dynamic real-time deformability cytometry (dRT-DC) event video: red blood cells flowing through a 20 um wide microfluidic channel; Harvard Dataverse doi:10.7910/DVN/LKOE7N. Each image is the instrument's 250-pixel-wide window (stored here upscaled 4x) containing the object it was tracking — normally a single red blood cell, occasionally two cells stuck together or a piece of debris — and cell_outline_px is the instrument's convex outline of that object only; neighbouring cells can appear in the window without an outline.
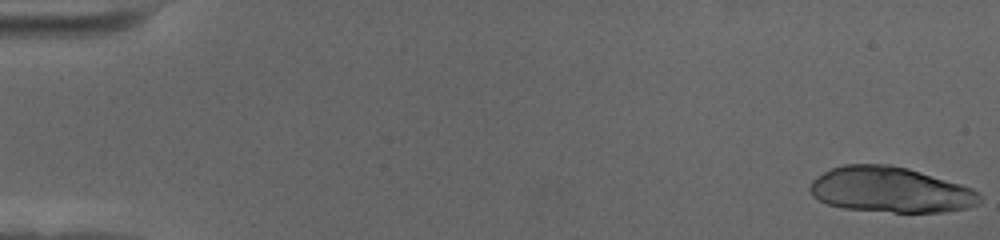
{"species": "human", "species_latin": "Homo sapiens", "temperature_condition": "cold", "stored_images_in_passage": 19, "camera_frame_rate_fps": 3000, "um_per_image_px": 0.085, "donor": {"sex": "female"}, "frame": {"image": 1, "passage_image": 1, "time_ms": 0.0, "image_size_px": [1000, 240], "cell_outline_px": [[980, 204], [968, 208], [944, 212], [892, 212], [844, 208], [828, 204], [812, 196], [808, 188], [812, 180], [816, 176], [832, 168], [844, 164], [888, 164], [908, 168], [960, 184], [972, 188], [980, 196]], "centroid_in_image_um": [75.67, 16.13], "position_along_channel_um": 9.3, "area_um2": 45.03}}
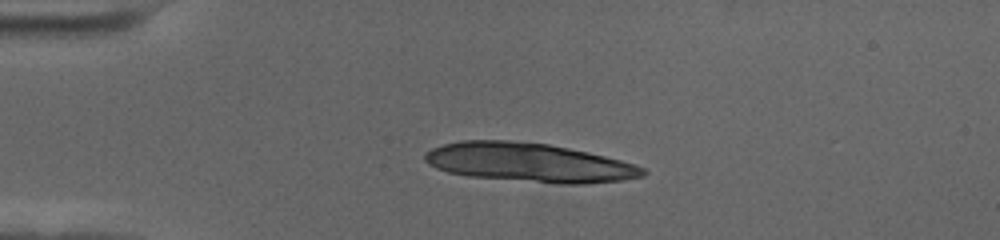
{"frame": {"image": 2, "passage_image": 14, "time_ms": 4.333, "image_size_px": [1000, 240], "cell_outline_px": [[648, 172], [644, 176], [624, 180], [584, 184], [556, 184], [468, 176], [448, 172], [436, 168], [424, 160], [424, 152], [432, 148], [444, 144], [460, 140], [512, 140], [548, 144], [588, 152], [636, 164], [644, 168]], "centroid_in_image_um": [44.98, 13.82], "position_along_channel_um": 40.0, "area_um2": 49.77}}